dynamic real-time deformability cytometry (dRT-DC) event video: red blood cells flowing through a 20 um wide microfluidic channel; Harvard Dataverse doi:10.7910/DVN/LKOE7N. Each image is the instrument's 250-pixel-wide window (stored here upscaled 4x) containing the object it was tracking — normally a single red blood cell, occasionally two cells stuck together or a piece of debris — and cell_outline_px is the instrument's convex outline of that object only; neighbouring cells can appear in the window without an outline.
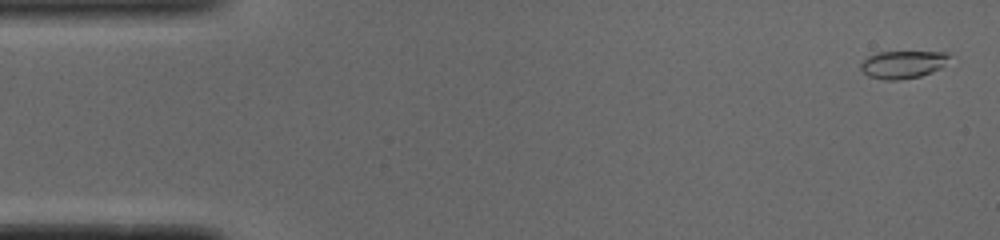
{"species": "common noctule bat (a hibernating species)", "species_latin": "Nyctalus noctula", "temperature_condition": "cold", "stored_images_in_passage": 52, "camera_frame_rate_fps": 3000, "um_per_image_px": 0.085, "animal": {"sex": "male", "body_mass_g": 19.0, "forearm_length_mm": 50.8}, "frame": {"image": 1, "passage_image": 2, "time_ms": 0.333, "image_size_px": [1000, 240], "cell_outline_px": [[948, 56], [940, 68], [932, 72], [920, 76], [892, 80], [888, 80], [868, 76], [860, 68], [860, 64], [868, 56], [880, 52], [944, 52]], "centroid_in_image_um": [76.68, 5.48], "position_along_channel_um": 8.3, "area_um2": 13.81}}
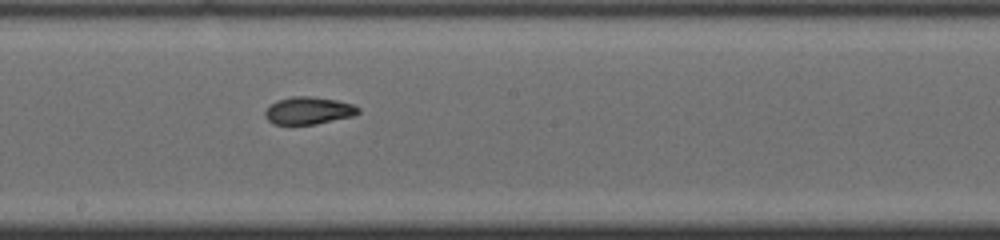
{"frame": {"image": 2, "passage_image": 28, "time_ms": 9.0, "image_size_px": [1000, 240], "cell_outline_px": [[360, 112], [352, 116], [316, 124], [272, 124], [264, 116], [264, 112], [276, 100], [292, 96], [312, 96], [336, 100], [352, 104], [360, 108]], "centroid_in_image_um": [26.21, 9.39], "position_along_channel_um": 222.0, "area_um2": 14.85}}
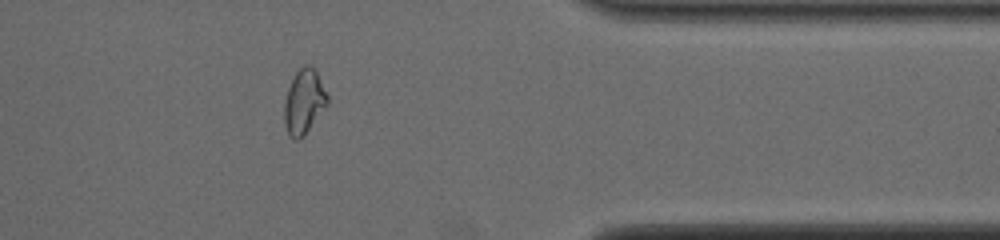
{"frame": {"image": 3, "passage_image": 42, "time_ms": 13.667, "image_size_px": [1000, 240], "cell_outline_px": [[328, 104], [308, 128], [296, 140], [292, 140], [288, 136], [284, 120], [284, 104], [288, 88], [296, 72], [304, 64], [308, 64], [316, 72], [328, 96]], "centroid_in_image_um": [25.82, 8.63], "position_along_channel_um": 385.6, "area_um2": 15.72}, "authors_computed_cell_mechanics": {"area_um2": 15.0569, "velocity_mm_per_s": 3.8947, "shape_relaxation_time_tau1_ms": 4.7574, "shape_relaxation_time_tau2_ms": 2.1486, "deformation_change_tau1": 0.161, "deformation_change_tau2": 0.0551}}